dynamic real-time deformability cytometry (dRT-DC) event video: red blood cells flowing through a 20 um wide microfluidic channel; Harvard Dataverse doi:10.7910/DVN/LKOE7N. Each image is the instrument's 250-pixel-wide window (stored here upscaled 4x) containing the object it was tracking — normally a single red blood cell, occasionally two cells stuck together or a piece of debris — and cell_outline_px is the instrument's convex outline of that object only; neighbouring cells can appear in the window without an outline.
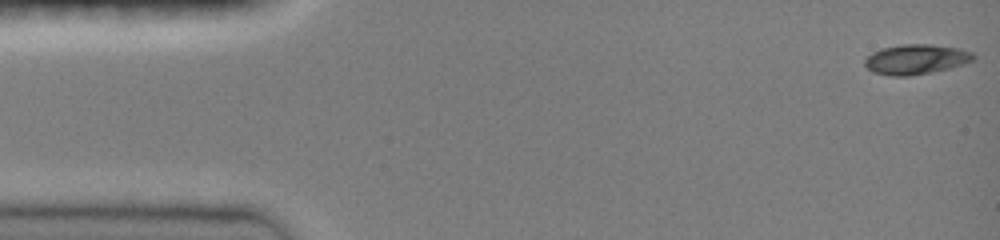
{"species": "common noctule bat (a hibernating species)", "species_latin": "Nyctalus noctula", "temperature_condition": "room temperature", "stored_images_in_passage": 34, "camera_frame_rate_fps": 3000, "um_per_image_px": 0.085, "animal": {"sex": "female", "body_mass_g": 19.0, "forearm_length_mm": 51.5}, "frame": {"image": 1, "passage_image": 1, "time_ms": 0.0, "image_size_px": [1000, 240], "cell_outline_px": [[976, 56], [972, 60], [948, 68], [932, 72], [908, 76], [892, 76], [872, 72], [864, 64], [864, 60], [872, 52], [880, 48], [900, 44], [932, 44], [960, 48], [972, 52]], "centroid_in_image_um": [77.82, 5.03], "position_along_channel_um": 7.2, "area_um2": 18.96}}
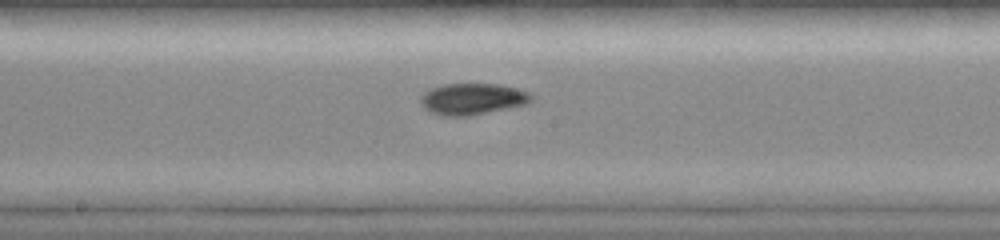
{"frame": {"image": 2, "passage_image": 19, "time_ms": 8.0, "image_size_px": [1000, 240], "cell_outline_px": [[536, 96], [528, 104], [468, 116], [444, 116], [432, 112], [424, 108], [420, 104], [420, 96], [424, 92], [432, 88], [444, 84], [500, 84], [516, 88], [528, 92]], "centroid_in_image_um": [40.18, 8.41], "position_along_channel_um": 208.0, "area_um2": 20.35}}
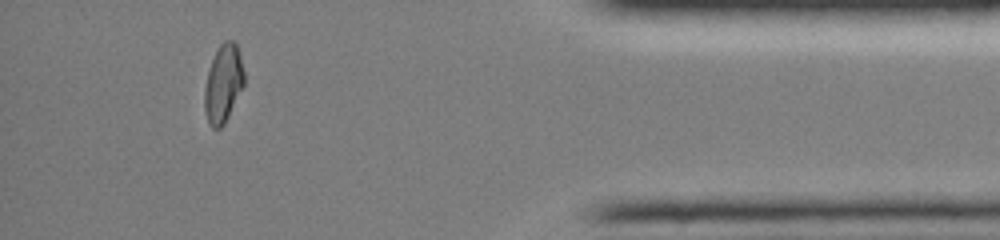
{"frame": {"image": 3, "passage_image": 30, "time_ms": 14.0, "image_size_px": [1000, 240], "cell_outline_px": [[244, 84], [224, 124], [220, 128], [212, 128], [208, 124], [204, 108], [204, 88], [208, 72], [216, 48], [224, 40], [232, 40], [236, 44], [240, 52], [244, 72]], "centroid_in_image_um": [18.97, 7.08], "position_along_channel_um": 416.2, "area_um2": 18.03}, "authors_computed_cell_mechanics": {"area_um2": 18.6694, "velocity_mm_per_s": 4.0265, "shape_relaxation_time_tau1_ms": 8.015, "shape_relaxation_time_tau2_ms": 3.1148, "deformation_change_tau1": 0.218, "deformation_change_tau2": 0.0403}}